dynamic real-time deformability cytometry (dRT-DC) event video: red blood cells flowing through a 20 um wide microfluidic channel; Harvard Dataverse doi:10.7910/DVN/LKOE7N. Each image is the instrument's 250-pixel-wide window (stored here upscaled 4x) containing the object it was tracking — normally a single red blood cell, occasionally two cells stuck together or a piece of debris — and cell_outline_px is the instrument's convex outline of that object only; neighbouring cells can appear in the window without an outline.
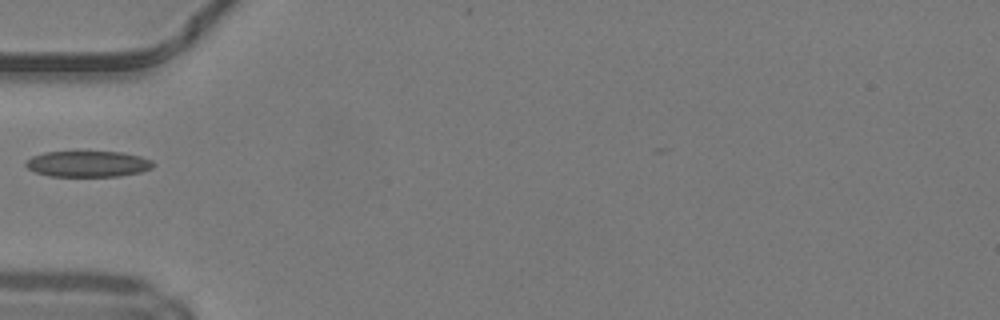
{"species": "common noctule bat (a hibernating species)", "species_latin": "Nyctalus noctula", "temperature_condition": "warm", "stored_images_in_passage": 3, "camera_frame_rate_fps": 3000, "um_per_image_px": 0.085, "animal": {"sex": "male", "body_mass_g": 19.2, "forearm_length_mm": 51.8}, "frame": {"image": 1, "passage_image": 1, "time_ms": 0.0, "image_size_px": [1000, 320], "cell_outline_px": [[156, 164], [152, 168], [140, 172], [120, 176], [48, 176], [36, 172], [28, 168], [24, 164], [32, 156], [44, 152], [76, 148], [120, 152], [140, 156], [152, 160]], "centroid_in_image_um": [7.46, 13.87], "position_along_channel_um": 77.5, "area_um2": 20.35}}